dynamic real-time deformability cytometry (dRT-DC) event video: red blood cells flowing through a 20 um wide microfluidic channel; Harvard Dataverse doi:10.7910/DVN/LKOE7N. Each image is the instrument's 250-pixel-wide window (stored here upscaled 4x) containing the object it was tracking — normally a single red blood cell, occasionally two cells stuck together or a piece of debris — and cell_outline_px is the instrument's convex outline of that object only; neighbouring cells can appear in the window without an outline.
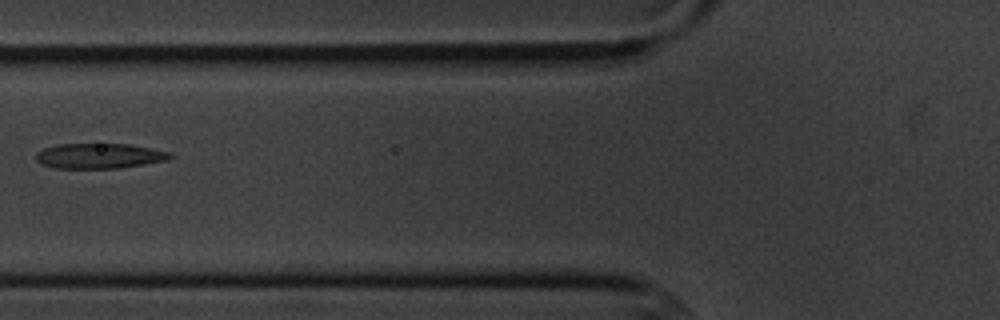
{"species": "common noctule bat (a hibernating species)", "species_latin": "Nyctalus noctula", "temperature_condition": "cold", "stored_images_in_passage": 3, "camera_frame_rate_fps": 3000, "um_per_image_px": 0.085, "animal": {"sex": "male", "body_mass_g": 20.1, "forearm_length_mm": 53.5}, "frame": {"image": 1, "passage_image": 2, "time_ms": 1.333, "image_size_px": [1000, 320], "cell_outline_px": [[176, 156], [168, 160], [120, 168], [56, 168], [40, 164], [36, 160], [36, 152], [44, 148], [56, 144], [128, 144], [168, 152]], "centroid_in_image_um": [8.41, 13.25], "position_along_channel_um": 117.4, "area_um2": 19.65}}
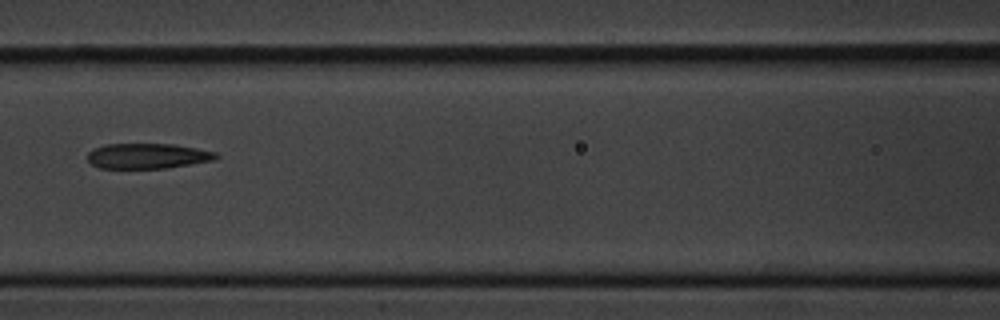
{"frame": {"image": 2, "passage_image": 3, "time_ms": 2.333, "image_size_px": [1000, 320], "cell_outline_px": [[220, 156], [212, 160], [168, 168], [100, 168], [92, 164], [88, 160], [88, 152], [92, 148], [104, 144], [172, 144], [196, 148], [216, 152]], "centroid_in_image_um": [12.51, 13.25], "position_along_channel_um": 154.1, "area_um2": 18.9}}